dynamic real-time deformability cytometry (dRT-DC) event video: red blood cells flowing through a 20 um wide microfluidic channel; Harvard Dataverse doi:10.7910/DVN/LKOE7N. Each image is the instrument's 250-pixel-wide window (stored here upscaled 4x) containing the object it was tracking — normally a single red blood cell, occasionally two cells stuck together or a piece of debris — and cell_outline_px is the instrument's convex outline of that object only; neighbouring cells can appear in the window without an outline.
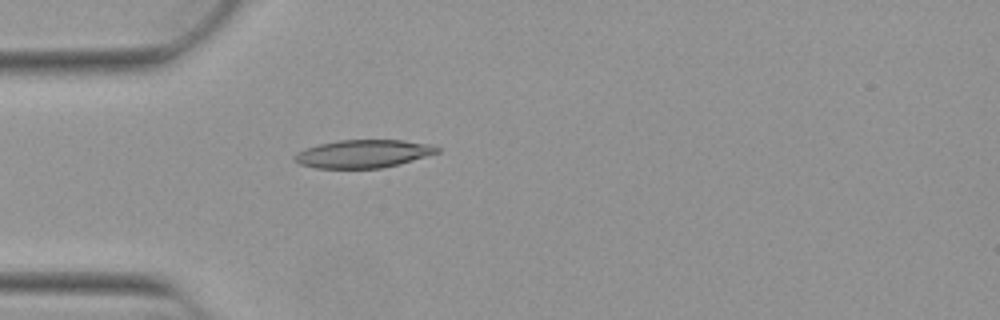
{"species": "Egyptian fruit bat (a non-hibernating species)", "species_latin": "Rousettus aegyptiacus", "temperature_condition": "warm", "stored_images_in_passage": 38, "camera_frame_rate_fps": 3000, "um_per_image_px": 0.085, "animal": {"sex": "female"}, "frame": {"image": 1, "passage_image": 1, "time_ms": 0.0, "image_size_px": [1000, 320], "cell_outline_px": [[440, 152], [400, 164], [380, 168], [316, 168], [300, 164], [292, 160], [292, 156], [296, 152], [320, 144], [340, 140], [404, 140], [428, 144], [440, 148]], "centroid_in_image_um": [30.86, 13.07], "position_along_channel_um": 54.1, "area_um2": 23.24}}
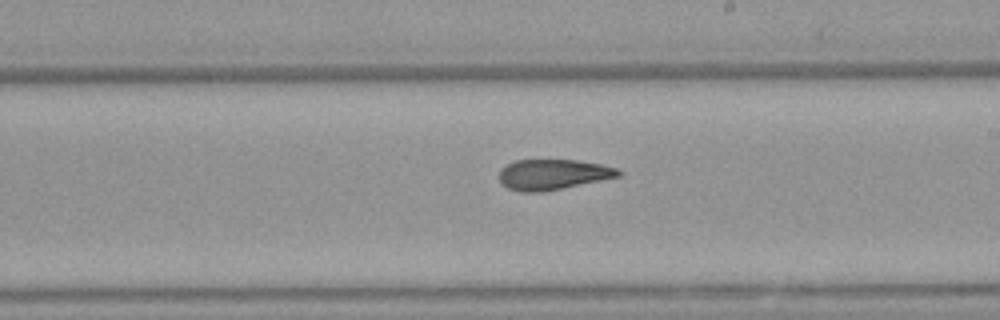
{"frame": {"image": 2, "passage_image": 16, "time_ms": 5.0, "image_size_px": [1000, 320], "cell_outline_px": [[624, 172], [620, 176], [544, 192], [520, 192], [508, 188], [500, 184], [500, 168], [516, 160], [576, 160], [600, 164], [616, 168]], "centroid_in_image_um": [46.98, 14.84], "position_along_channel_um": 242.0, "area_um2": 21.15}}
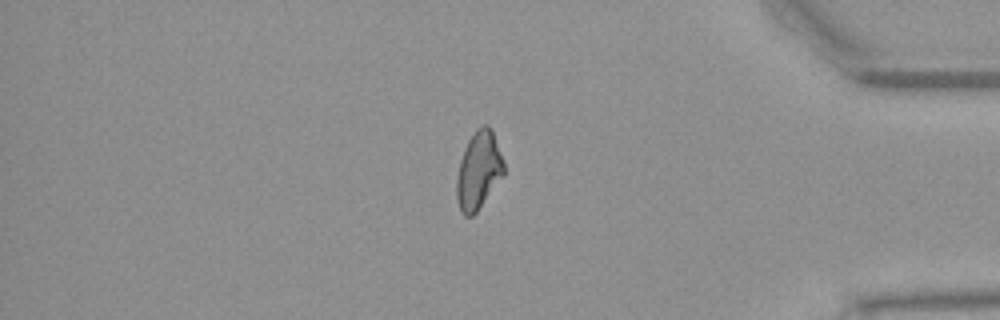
{"frame": {"image": 3, "passage_image": 30, "time_ms": 9.667, "image_size_px": [1000, 320], "cell_outline_px": [[504, 176], [476, 212], [472, 216], [464, 216], [460, 212], [456, 196], [456, 180], [460, 160], [464, 148], [468, 140], [476, 128], [484, 124], [488, 124], [492, 128], [504, 160]], "centroid_in_image_um": [40.69, 14.46], "position_along_channel_um": 394.5, "area_um2": 21.73}, "authors_computed_cell_mechanics": {"area_um2": 21.9062, "velocity_mm_per_s": 3.9116, "shape_relaxation_time_tau1_ms": null, "shape_relaxation_time_tau2_ms": 3.6814, "deformation_change_tau1": null, "deformation_change_tau2": 0.1223}}